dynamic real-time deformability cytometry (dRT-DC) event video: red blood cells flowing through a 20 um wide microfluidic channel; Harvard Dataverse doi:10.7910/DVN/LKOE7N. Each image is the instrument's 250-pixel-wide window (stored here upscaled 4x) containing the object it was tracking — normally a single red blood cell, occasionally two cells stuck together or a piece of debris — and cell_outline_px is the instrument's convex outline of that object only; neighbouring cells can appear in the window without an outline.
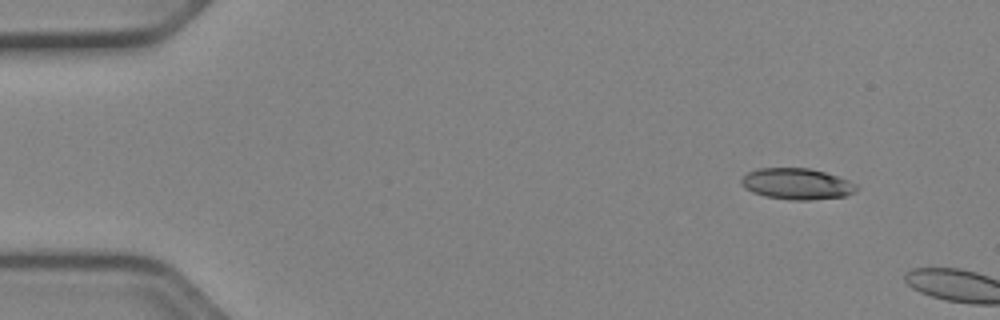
{"species": "Egyptian fruit bat (a non-hibernating species)", "species_latin": "Rousettus aegyptiacus", "temperature_condition": "cold", "stored_images_in_passage": 4, "camera_frame_rate_fps": 3000, "um_per_image_px": 0.085, "animal": {"sex": "female"}, "frame": {"image": 1, "passage_image": 1, "time_ms": 0.0, "image_size_px": [1000, 320], "cell_outline_px": [[860, 188], [856, 192], [844, 196], [808, 200], [792, 200], [764, 196], [752, 192], [744, 188], [740, 184], [740, 180], [748, 172], [760, 168], [808, 168], [824, 172], [848, 180], [856, 184]], "centroid_in_image_um": [67.72, 15.63], "position_along_channel_um": 17.3, "area_um2": 20.92}}